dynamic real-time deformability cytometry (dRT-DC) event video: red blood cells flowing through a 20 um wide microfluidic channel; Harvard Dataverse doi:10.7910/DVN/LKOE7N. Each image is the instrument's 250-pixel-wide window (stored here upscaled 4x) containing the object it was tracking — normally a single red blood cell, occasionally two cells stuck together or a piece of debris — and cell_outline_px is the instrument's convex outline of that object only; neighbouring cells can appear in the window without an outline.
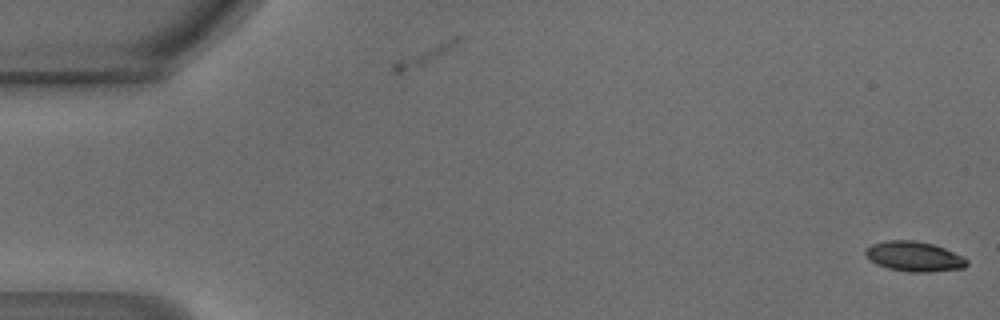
{"species": "common noctule bat (a hibernating species)", "species_latin": "Nyctalus noctula", "temperature_condition": "warm", "stored_images_in_passage": 2, "camera_frame_rate_fps": 3000, "um_per_image_px": 0.085, "animal": {"sex": "male", "body_mass_g": 18.8}, "frame": {"image": 1, "passage_image": 2, "time_ms": 0.333, "image_size_px": [1000, 320], "cell_outline_px": [[968, 264], [964, 268], [928, 272], [908, 272], [888, 268], [876, 264], [864, 252], [872, 244], [888, 240], [916, 240], [932, 244], [944, 248], [968, 260]], "centroid_in_image_um": [77.71, 21.8], "position_along_channel_um": 7.3, "area_um2": 17.46}}